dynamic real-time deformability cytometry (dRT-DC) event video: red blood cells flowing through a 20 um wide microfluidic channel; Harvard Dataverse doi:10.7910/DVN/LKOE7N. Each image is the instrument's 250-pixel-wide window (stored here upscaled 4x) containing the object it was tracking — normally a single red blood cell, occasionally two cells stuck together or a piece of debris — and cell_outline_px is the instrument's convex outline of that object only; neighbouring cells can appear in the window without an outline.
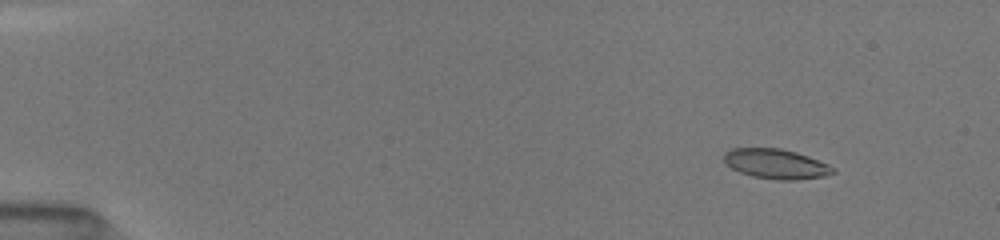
{"species": "common noctule bat (a hibernating species)", "species_latin": "Nyctalus noctula", "temperature_condition": "room temperature", "stored_images_in_passage": 6, "camera_frame_rate_fps": 3000, "um_per_image_px": 0.085, "animal": {"sex": "female", "body_mass_g": 19.5, "forearm_length_mm": 54.1}, "frame": {"image": 1, "passage_image": 2, "time_ms": 1.0, "image_size_px": [1000, 240], "cell_outline_px": [[836, 172], [824, 176], [796, 180], [780, 180], [752, 176], [740, 172], [732, 168], [724, 160], [724, 152], [732, 148], [780, 148], [796, 152], [808, 156], [828, 164], [836, 168]], "centroid_in_image_um": [65.98, 13.93], "position_along_channel_um": 19.0, "area_um2": 18.9}}
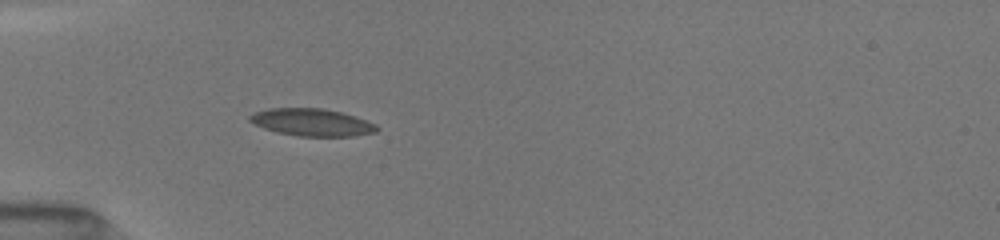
{"frame": {"image": 2, "passage_image": 6, "time_ms": 4.667, "image_size_px": [1000, 240], "cell_outline_px": [[380, 128], [376, 132], [352, 136], [300, 136], [276, 132], [264, 128], [248, 120], [248, 116], [256, 112], [268, 108], [324, 108], [340, 112], [376, 124]], "centroid_in_image_um": [26.5, 10.4], "position_along_channel_um": 58.5, "area_um2": 20.06}}